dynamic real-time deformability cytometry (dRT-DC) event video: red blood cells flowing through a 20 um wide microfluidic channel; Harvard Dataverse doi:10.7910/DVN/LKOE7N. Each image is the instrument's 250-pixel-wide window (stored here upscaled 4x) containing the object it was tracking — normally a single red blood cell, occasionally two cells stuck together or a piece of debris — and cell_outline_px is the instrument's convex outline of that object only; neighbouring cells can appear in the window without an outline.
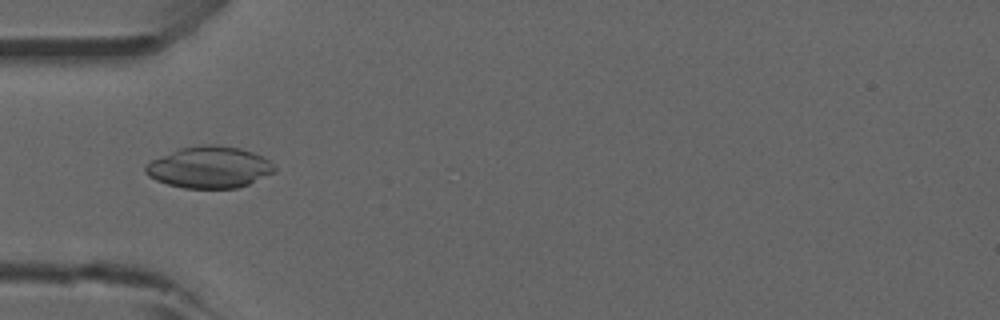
{"species": "common noctule bat (a hibernating species)", "species_latin": "Nyctalus noctula", "temperature_condition": "room temperature", "stored_images_in_passage": 14, "camera_frame_rate_fps": 3000, "um_per_image_px": 0.085, "animal": {"sex": "male", "forearm_length_mm": 52.5}, "frame": {"image": 1, "passage_image": 8, "time_ms": 2.333, "image_size_px": [1000, 320], "cell_outline_px": [[276, 172], [248, 184], [236, 188], [184, 188], [168, 184], [156, 180], [148, 176], [144, 172], [144, 168], [152, 160], [160, 156], [180, 148], [200, 144], [212, 144], [240, 148], [264, 156], [276, 168]], "centroid_in_image_um": [17.8, 14.21], "position_along_channel_um": 67.2, "area_um2": 31.27}}
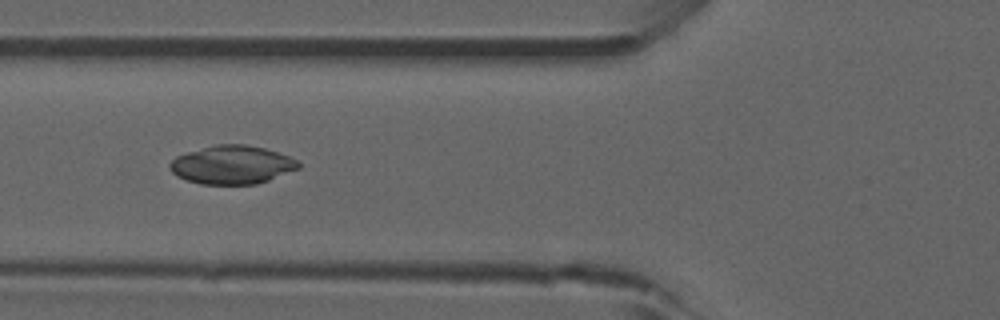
{"frame": {"image": 2, "passage_image": 11, "time_ms": 3.333, "image_size_px": [1000, 320], "cell_outline_px": [[300, 168], [268, 180], [256, 184], [200, 184], [176, 176], [172, 172], [168, 164], [176, 156], [188, 152], [216, 144], [244, 144], [264, 148], [288, 156], [296, 160], [300, 164]], "centroid_in_image_um": [19.71, 14.01], "position_along_channel_um": 106.1, "area_um2": 28.61}}